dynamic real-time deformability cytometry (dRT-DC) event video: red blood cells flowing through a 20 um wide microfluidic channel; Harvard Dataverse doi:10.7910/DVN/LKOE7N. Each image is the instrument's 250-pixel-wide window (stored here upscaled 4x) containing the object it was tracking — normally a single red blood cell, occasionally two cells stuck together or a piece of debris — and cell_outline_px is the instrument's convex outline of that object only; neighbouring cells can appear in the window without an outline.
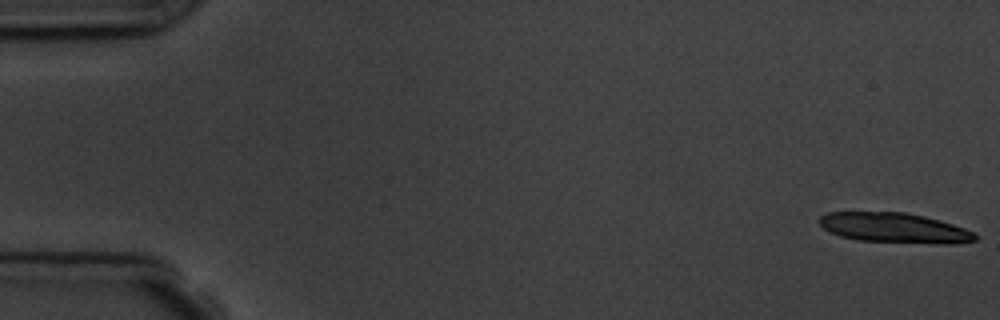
{"species": "common noctule bat (a hibernating species)", "species_latin": "Nyctalus noctula", "temperature_condition": "room temperature", "stored_images_in_passage": 10, "segment_of_instrument_passage": [1, 2], "camera_frame_rate_fps": 3000, "um_per_image_px": 0.085, "animal": {"sex": "male", "body_mass_g": 19.5, "forearm_length_mm": 54.6}, "frame": {"image": 1, "passage_image": 1, "time_ms": 0.0, "image_size_px": [1000, 320], "cell_outline_px": [[980, 236], [976, 240], [944, 244], [940, 244], [856, 240], [840, 236], [824, 228], [816, 220], [820, 216], [828, 212], [904, 212], [924, 216], [940, 220], [964, 228]], "centroid_in_image_um": [76.0, 19.36], "position_along_channel_um": 9.0, "area_um2": 27.17}}